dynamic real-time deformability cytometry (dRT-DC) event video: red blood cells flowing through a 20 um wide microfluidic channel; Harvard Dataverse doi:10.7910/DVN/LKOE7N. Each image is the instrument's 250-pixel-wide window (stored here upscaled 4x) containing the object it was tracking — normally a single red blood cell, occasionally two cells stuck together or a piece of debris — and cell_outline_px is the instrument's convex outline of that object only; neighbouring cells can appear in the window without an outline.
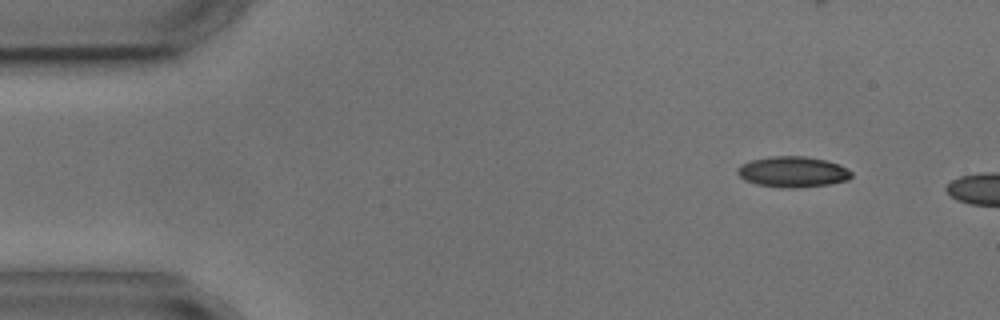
{"species": "common noctule bat (a hibernating species)", "species_latin": "Nyctalus noctula", "temperature_condition": "cold", "stored_images_in_passage": 3, "camera_frame_rate_fps": 3000, "um_per_image_px": 0.085, "animal": {"sex": "male", "body_mass_g": 17.9, "forearm_length_mm": 54.2}, "frame": {"image": 1, "passage_image": 1, "time_ms": 0.0, "image_size_px": [1000, 320], "cell_outline_px": [[852, 176], [848, 180], [828, 184], [796, 188], [780, 188], [756, 184], [744, 180], [736, 172], [736, 168], [740, 164], [752, 160], [772, 156], [804, 156], [824, 160], [840, 164], [848, 168], [852, 172]], "centroid_in_image_um": [67.37, 14.61], "position_along_channel_um": 17.6, "area_um2": 20.58}}